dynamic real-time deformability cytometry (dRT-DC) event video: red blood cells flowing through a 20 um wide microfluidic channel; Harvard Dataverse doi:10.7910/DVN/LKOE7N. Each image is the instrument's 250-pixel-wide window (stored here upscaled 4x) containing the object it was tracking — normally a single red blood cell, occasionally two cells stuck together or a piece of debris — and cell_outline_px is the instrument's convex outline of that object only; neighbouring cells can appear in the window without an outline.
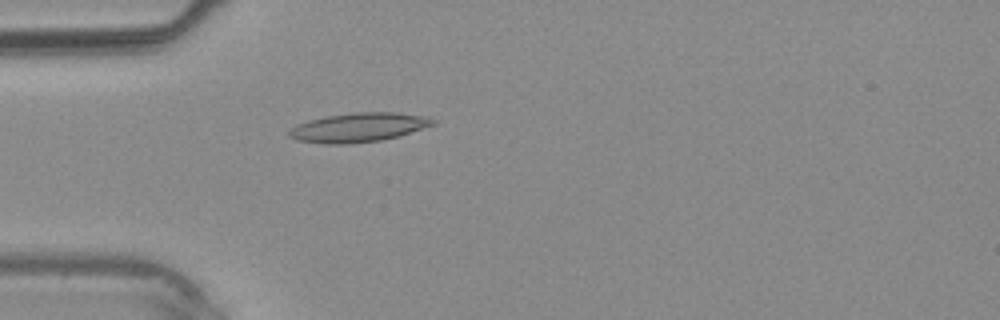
{"species": "common noctule bat (a hibernating species)", "species_latin": "Nyctalus noctula", "temperature_condition": "warm", "stored_images_in_passage": 36, "camera_frame_rate_fps": 3000, "um_per_image_px": 0.085, "animal": {"sex": "male", "body_mass_g": 20.4}, "frame": {"image": 1, "passage_image": 9, "time_ms": 2.667, "image_size_px": [1000, 320], "cell_outline_px": [[436, 124], [400, 136], [380, 140], [348, 144], [324, 144], [296, 140], [288, 136], [288, 132], [292, 128], [300, 124], [312, 120], [328, 116], [356, 112], [396, 112], [428, 116], [436, 120]], "centroid_in_image_um": [30.54, 10.83], "position_along_channel_um": 54.5, "area_um2": 24.39}}
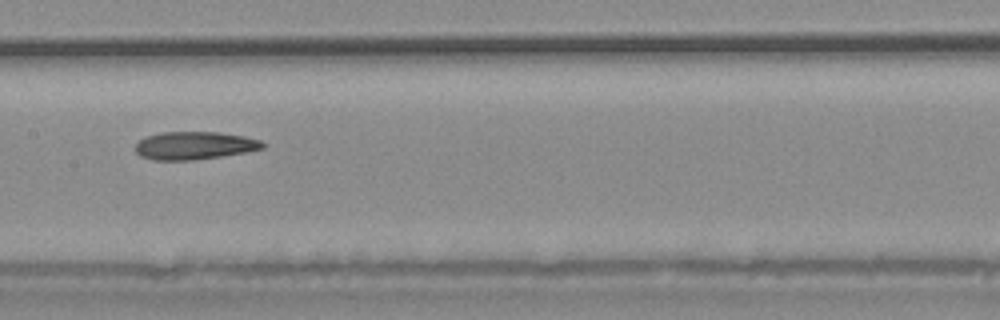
{"frame": {"image": 2, "passage_image": 17, "time_ms": 5.333, "image_size_px": [1000, 320], "cell_outline_px": [[268, 144], [264, 148], [244, 152], [196, 160], [152, 160], [140, 156], [136, 152], [136, 144], [144, 136], [160, 132], [220, 132], [244, 136], [260, 140]], "centroid_in_image_um": [16.52, 12.36], "position_along_channel_um": 190.9, "area_um2": 20.81}}
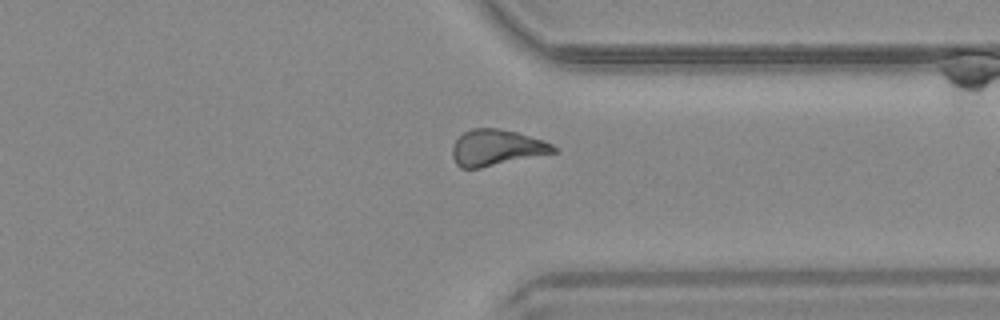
{"frame": {"image": 3, "passage_image": 27, "time_ms": 8.667, "image_size_px": [1000, 320], "cell_outline_px": [[556, 152], [480, 168], [460, 168], [456, 164], [452, 156], [452, 148], [456, 140], [464, 132], [472, 128], [500, 128], [516, 132], [544, 140], [552, 144], [556, 148]], "centroid_in_image_um": [42.18, 12.55], "position_along_channel_um": 369.2, "area_um2": 21.15}}